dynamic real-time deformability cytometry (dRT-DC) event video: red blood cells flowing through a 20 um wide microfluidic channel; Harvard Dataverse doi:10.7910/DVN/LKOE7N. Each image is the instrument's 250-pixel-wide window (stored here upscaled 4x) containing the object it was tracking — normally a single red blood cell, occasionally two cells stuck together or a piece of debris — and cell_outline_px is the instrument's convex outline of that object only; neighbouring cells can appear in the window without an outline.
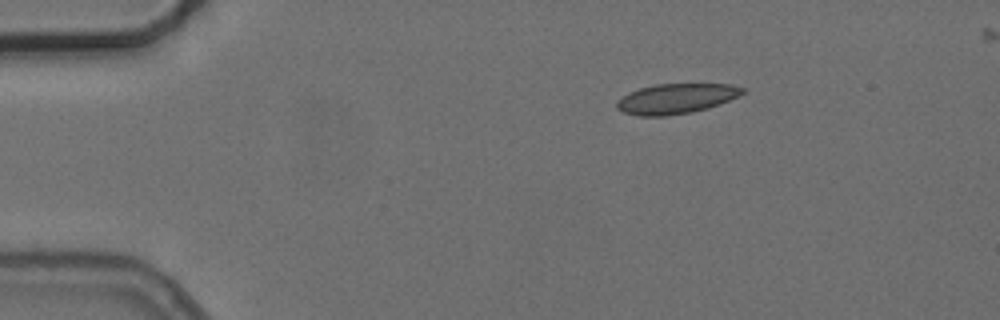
{"species": "common noctule bat (a hibernating species)", "species_latin": "Nyctalus noctula", "temperature_condition": "cold", "stored_images_in_passage": 3, "camera_frame_rate_fps": 3000, "um_per_image_px": 0.085, "animal": {"sex": "female", "body_mass_g": 24.6, "forearm_length_mm": 56.2}, "frame": {"image": 1, "passage_image": 3, "time_ms": 2.333, "image_size_px": [1000, 320], "cell_outline_px": [[748, 92], [720, 104], [708, 108], [692, 112], [664, 116], [640, 116], [624, 112], [616, 108], [616, 100], [628, 92], [640, 88], [656, 84], [732, 84], [748, 88]], "centroid_in_image_um": [57.51, 8.37], "position_along_channel_um": 27.5, "area_um2": 22.31}}